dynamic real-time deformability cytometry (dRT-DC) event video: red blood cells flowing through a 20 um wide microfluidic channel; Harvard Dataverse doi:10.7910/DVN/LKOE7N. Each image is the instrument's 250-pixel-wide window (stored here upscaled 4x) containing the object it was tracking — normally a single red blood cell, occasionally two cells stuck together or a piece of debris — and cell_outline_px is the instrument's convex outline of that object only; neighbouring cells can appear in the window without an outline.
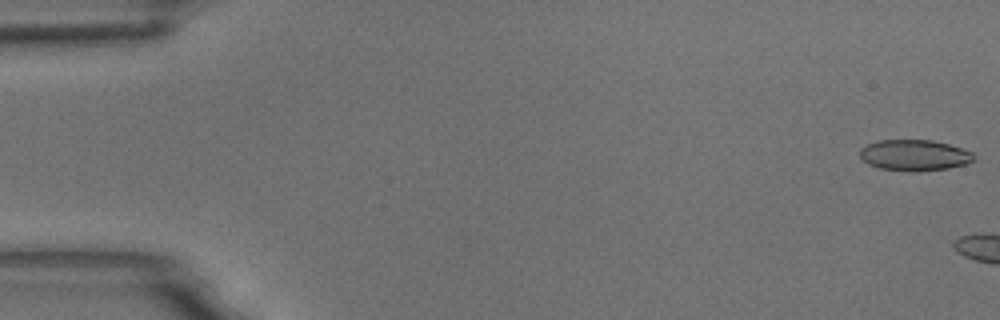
{"species": "common noctule bat (a hibernating species)", "species_latin": "Nyctalus noctula", "temperature_condition": "room temperature", "stored_images_in_passage": 6, "camera_frame_rate_fps": 3000, "um_per_image_px": 0.085, "animal": {"sex": "male", "body_mass_g": 18.8}, "frame": {"image": 1, "passage_image": 1, "time_ms": 0.0, "image_size_px": [1000, 320], "cell_outline_px": [[976, 160], [964, 164], [948, 168], [916, 172], [880, 168], [868, 164], [860, 156], [860, 148], [868, 144], [880, 140], [932, 140], [948, 144], [972, 152], [976, 156]], "centroid_in_image_um": [77.74, 13.19], "position_along_channel_um": 7.3, "area_um2": 20.52}}